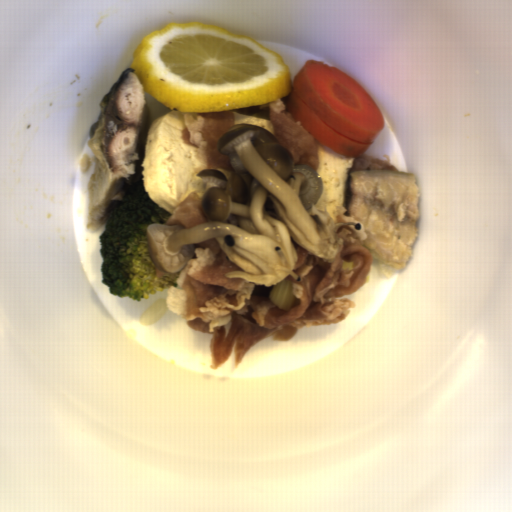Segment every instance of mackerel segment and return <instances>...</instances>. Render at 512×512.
<instances>
[{
  "instance_id": "14911b7f",
  "label": "mackerel segment",
  "mask_w": 512,
  "mask_h": 512,
  "mask_svg": "<svg viewBox=\"0 0 512 512\" xmlns=\"http://www.w3.org/2000/svg\"><path fill=\"white\" fill-rule=\"evenodd\" d=\"M101 111L89 127L88 145L97 164L88 182V230L108 221L116 202L137 175L148 135L150 110L146 90L131 67L125 69L101 98Z\"/></svg>"
},
{
  "instance_id": "c1d32c5f",
  "label": "mackerel segment",
  "mask_w": 512,
  "mask_h": 512,
  "mask_svg": "<svg viewBox=\"0 0 512 512\" xmlns=\"http://www.w3.org/2000/svg\"><path fill=\"white\" fill-rule=\"evenodd\" d=\"M415 172L361 151L347 167L346 216L362 221V240L373 258L396 271L412 259L419 231L418 203L421 191Z\"/></svg>"
}]
</instances>
